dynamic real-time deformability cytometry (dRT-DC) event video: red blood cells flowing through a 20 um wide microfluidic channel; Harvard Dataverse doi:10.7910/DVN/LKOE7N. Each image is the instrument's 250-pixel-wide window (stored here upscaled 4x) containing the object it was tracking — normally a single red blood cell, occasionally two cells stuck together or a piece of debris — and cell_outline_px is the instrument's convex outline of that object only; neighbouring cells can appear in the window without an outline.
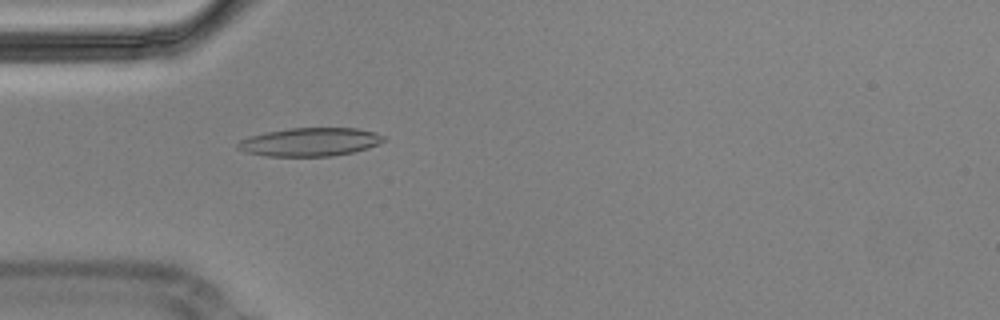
{"species": "Egyptian fruit bat (a non-hibernating species)", "species_latin": "Rousettus aegyptiacus", "temperature_condition": "cold", "stored_images_in_passage": 55, "camera_frame_rate_fps": 3000, "um_per_image_px": 0.085, "animal": {"sex": "male"}, "frame": {"image": 1, "passage_image": 16, "time_ms": 5.0, "image_size_px": [1000, 320], "cell_outline_px": [[384, 140], [368, 148], [352, 152], [332, 156], [264, 156], [244, 152], [236, 148], [236, 144], [240, 140], [252, 136], [268, 132], [288, 128], [356, 128], [376, 132], [384, 136]], "centroid_in_image_um": [26.32, 12.07], "position_along_channel_um": 58.7, "area_um2": 24.04}}
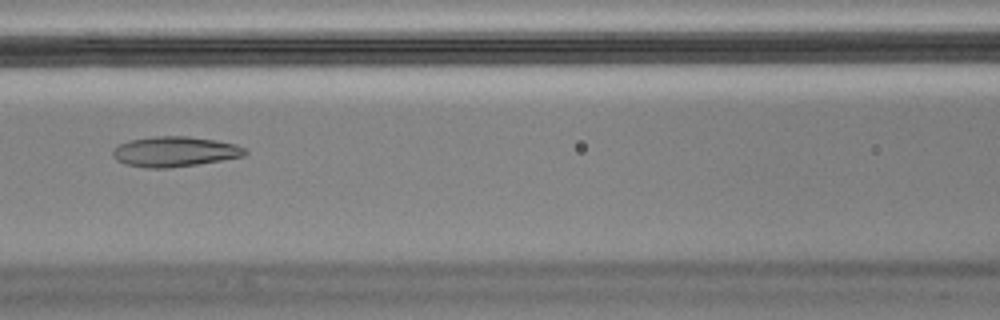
{"frame": {"image": 2, "passage_image": 24, "time_ms": 7.667, "image_size_px": [1000, 320], "cell_outline_px": [[248, 152], [244, 156], [196, 164], [168, 168], [144, 168], [124, 164], [116, 160], [112, 156], [112, 152], [120, 144], [132, 140], [156, 136], [188, 136], [216, 140], [236, 144], [244, 148]], "centroid_in_image_um": [14.85, 12.89], "position_along_channel_um": 151.8, "area_um2": 23.12}, "authors_computed_cell_mechanics": {"area_um2": 23.409, "velocity_mm_per_s": 3.5646, "shape_relaxation_time_tau1_ms": null, "shape_relaxation_time_tau2_ms": 2.0888, "deformation_change_tau1": null, "deformation_change_tau2": 0.0785}}